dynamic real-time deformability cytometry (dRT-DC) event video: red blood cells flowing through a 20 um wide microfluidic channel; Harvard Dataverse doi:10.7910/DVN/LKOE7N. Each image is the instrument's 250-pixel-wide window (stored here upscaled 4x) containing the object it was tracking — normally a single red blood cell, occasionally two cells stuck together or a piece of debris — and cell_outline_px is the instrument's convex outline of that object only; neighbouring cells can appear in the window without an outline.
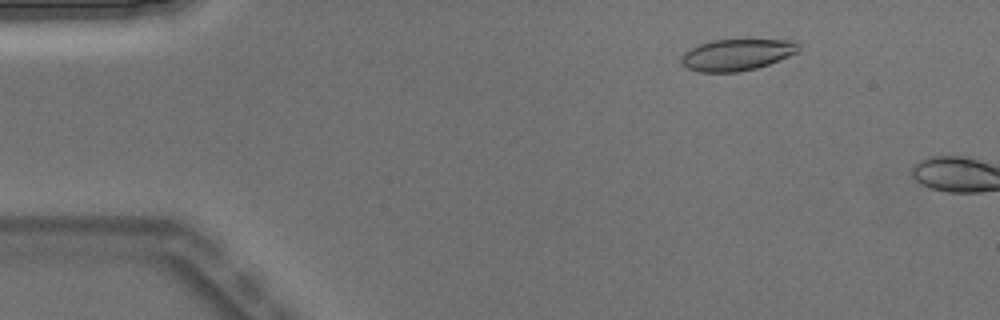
{"species": "Egyptian fruit bat (a non-hibernating species)", "species_latin": "Rousettus aegyptiacus", "temperature_condition": "warm", "stored_images_in_passage": 3, "camera_frame_rate_fps": 3000, "um_per_image_px": 0.085, "animal": {"sex": "male"}, "frame": {"image": 1, "passage_image": 2, "time_ms": 0.333, "image_size_px": [1000, 320], "cell_outline_px": [[800, 52], [768, 64], [756, 68], [736, 72], [696, 72], [680, 64], [680, 60], [684, 52], [700, 44], [712, 40], [796, 40], [800, 44]], "centroid_in_image_um": [62.65, 4.65], "position_along_channel_um": 22.4, "area_um2": 21.62}}